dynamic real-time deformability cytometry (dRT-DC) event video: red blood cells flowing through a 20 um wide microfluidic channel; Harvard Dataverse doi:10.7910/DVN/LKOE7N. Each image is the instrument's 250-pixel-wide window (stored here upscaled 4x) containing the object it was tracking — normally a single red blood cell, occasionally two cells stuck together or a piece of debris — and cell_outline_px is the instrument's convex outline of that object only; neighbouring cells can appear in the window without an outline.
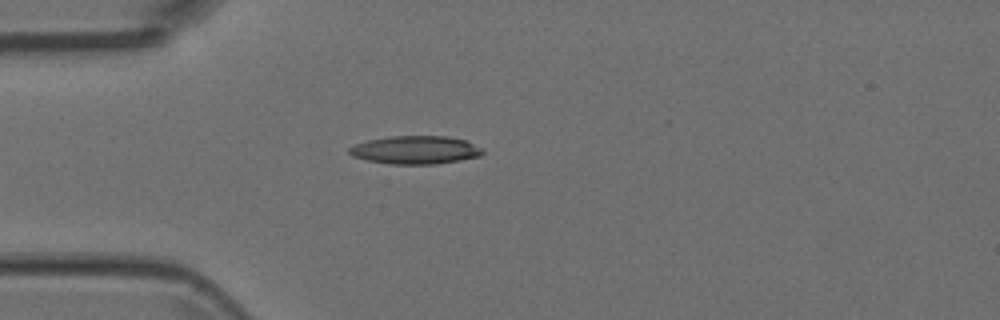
{"species": "Egyptian fruit bat (a non-hibernating species)", "species_latin": "Rousettus aegyptiacus", "temperature_condition": "room temperature", "stored_images_in_passage": 4, "camera_frame_rate_fps": 3000, "um_per_image_px": 0.085, "animal": {"sex": "female"}, "frame": {"image": 1, "passage_image": 4, "time_ms": 1.0, "image_size_px": [1000, 320], "cell_outline_px": [[484, 152], [480, 156], [460, 160], [436, 164], [392, 164], [368, 160], [352, 156], [348, 152], [348, 148], [356, 144], [368, 140], [388, 136], [448, 136], [464, 140], [484, 148]], "centroid_in_image_um": [35.33, 12.74], "position_along_channel_um": 49.7, "area_um2": 21.91}}